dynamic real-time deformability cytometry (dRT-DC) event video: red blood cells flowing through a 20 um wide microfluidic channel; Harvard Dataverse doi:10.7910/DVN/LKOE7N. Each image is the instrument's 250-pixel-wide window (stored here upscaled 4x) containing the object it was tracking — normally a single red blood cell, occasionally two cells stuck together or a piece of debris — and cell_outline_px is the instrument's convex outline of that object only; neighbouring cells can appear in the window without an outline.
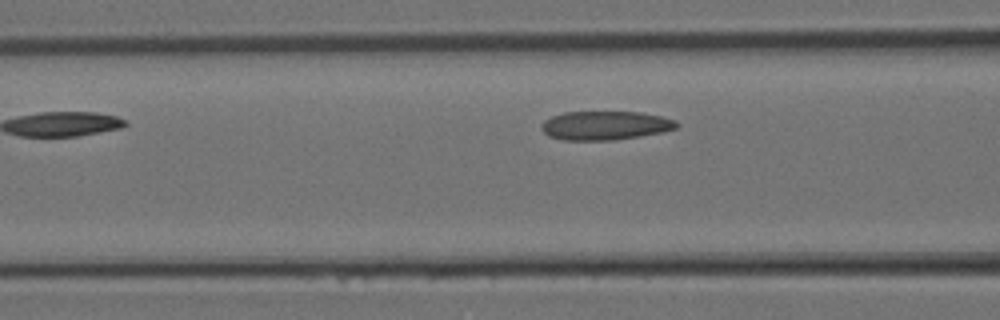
{"species": "Egyptian fruit bat (a non-hibernating species)", "species_latin": "Rousettus aegyptiacus", "temperature_condition": "room temperature", "stored_images_in_passage": 6, "camera_frame_rate_fps": 3000, "um_per_image_px": 0.085, "animal": {"sex": "female"}, "frame": {"image": 1, "passage_image": 6, "time_ms": 1.667, "image_size_px": [1000, 320], "cell_outline_px": [[680, 124], [676, 128], [664, 132], [640, 136], [612, 140], [560, 140], [548, 136], [540, 128], [540, 124], [544, 120], [552, 116], [564, 112], [640, 112], [660, 116], [676, 120]], "centroid_in_image_um": [51.42, 10.67], "position_along_channel_um": 115.2, "area_um2": 22.89}}